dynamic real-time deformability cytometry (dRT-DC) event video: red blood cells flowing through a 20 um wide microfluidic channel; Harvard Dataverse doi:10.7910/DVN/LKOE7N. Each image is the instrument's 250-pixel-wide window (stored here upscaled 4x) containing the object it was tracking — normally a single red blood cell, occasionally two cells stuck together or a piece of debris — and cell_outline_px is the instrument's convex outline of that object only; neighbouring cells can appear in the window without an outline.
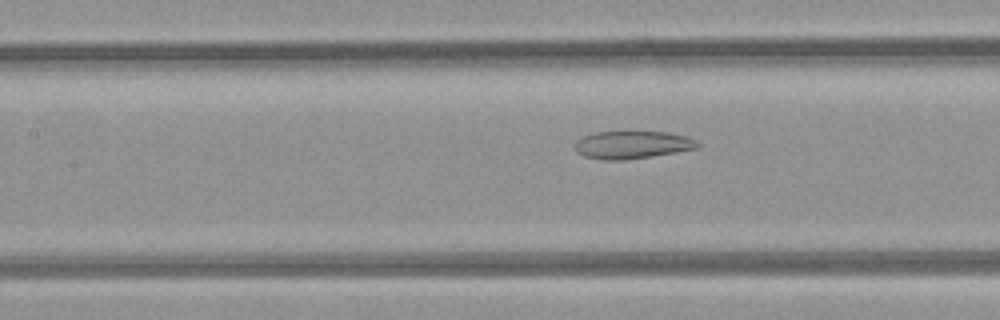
{"species": "common noctule bat (a hibernating species)", "species_latin": "Nyctalus noctula", "temperature_condition": "room temperature", "stored_images_in_passage": 4, "camera_frame_rate_fps": 3000, "um_per_image_px": 0.085, "animal": {"sex": "female", "body_mass_g": 21.9}, "frame": {"image": 1, "passage_image": 4, "time_ms": 1.0, "image_size_px": [1000, 320], "cell_outline_px": [[700, 144], [696, 148], [676, 152], [652, 156], [624, 160], [604, 160], [584, 156], [576, 152], [576, 140], [584, 136], [596, 132], [628, 128], [668, 132], [688, 136], [696, 140]], "centroid_in_image_um": [53.74, 12.25], "position_along_channel_um": 153.7, "area_um2": 20.75}}